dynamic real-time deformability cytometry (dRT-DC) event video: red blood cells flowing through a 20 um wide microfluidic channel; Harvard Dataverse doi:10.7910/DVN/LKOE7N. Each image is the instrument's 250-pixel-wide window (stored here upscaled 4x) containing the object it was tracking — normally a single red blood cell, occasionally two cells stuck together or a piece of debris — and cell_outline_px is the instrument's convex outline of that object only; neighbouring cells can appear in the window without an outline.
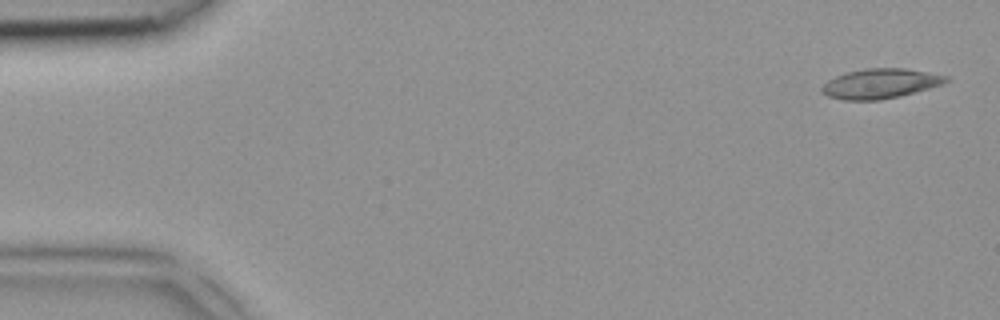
{"species": "common noctule bat (a hibernating species)", "species_latin": "Nyctalus noctula", "temperature_condition": "room temperature", "stored_images_in_passage": 4, "camera_frame_rate_fps": 3000, "um_per_image_px": 0.085, "animal": {"sex": "female", "body_mass_g": 18.4}, "frame": {"image": 1, "passage_image": 1, "time_ms": 0.0, "image_size_px": [1000, 320], "cell_outline_px": [[948, 80], [944, 84], [900, 96], [880, 100], [844, 100], [828, 96], [820, 92], [820, 88], [828, 80], [836, 76], [848, 72], [864, 68], [904, 68], [928, 72], [948, 76]], "centroid_in_image_um": [74.82, 7.11], "position_along_channel_um": 10.2, "area_um2": 21.56}}